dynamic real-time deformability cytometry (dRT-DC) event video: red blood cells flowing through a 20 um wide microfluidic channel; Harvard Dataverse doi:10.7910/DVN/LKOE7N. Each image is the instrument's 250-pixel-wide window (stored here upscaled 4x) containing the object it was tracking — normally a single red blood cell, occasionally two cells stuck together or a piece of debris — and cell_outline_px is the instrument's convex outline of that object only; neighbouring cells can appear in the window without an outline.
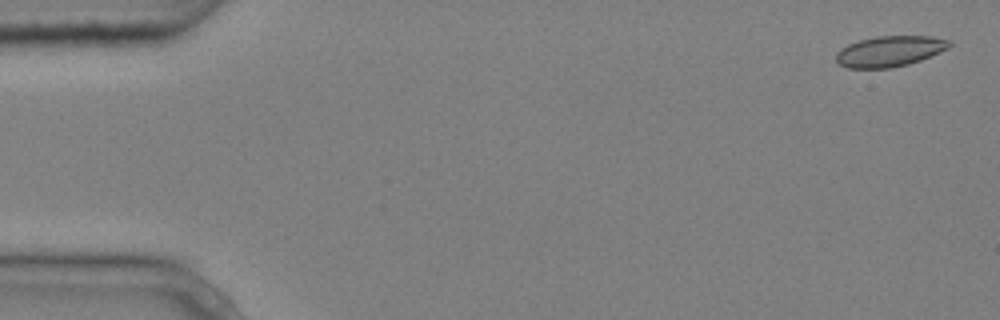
{"species": "common noctule bat (a hibernating species)", "species_latin": "Nyctalus noctula", "temperature_condition": "cold", "stored_images_in_passage": 4, "camera_frame_rate_fps": 3000, "um_per_image_px": 0.085, "animal": {"sex": "male", "body_mass_g": 20.4}, "frame": {"image": 1, "passage_image": 1, "time_ms": 0.0, "image_size_px": [1000, 320], "cell_outline_px": [[952, 44], [948, 48], [940, 52], [920, 60], [908, 64], [888, 68], [848, 68], [840, 64], [836, 60], [836, 52], [840, 48], [848, 44], [860, 40], [876, 36], [932, 36], [952, 40]], "centroid_in_image_um": [75.64, 4.34], "position_along_channel_um": 9.4, "area_um2": 20.29}}
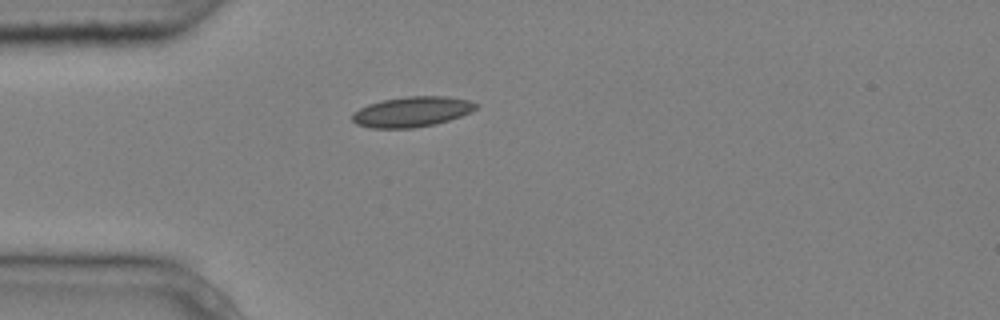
{"frame": {"image": 2, "passage_image": 4, "time_ms": 1.0, "image_size_px": [1000, 320], "cell_outline_px": [[480, 104], [472, 112], [436, 124], [412, 128], [372, 128], [356, 124], [352, 120], [352, 112], [368, 104], [384, 100], [408, 96], [444, 96], [468, 100]], "centroid_in_image_um": [35.01, 9.5], "position_along_channel_um": 50.0, "area_um2": 21.79}}